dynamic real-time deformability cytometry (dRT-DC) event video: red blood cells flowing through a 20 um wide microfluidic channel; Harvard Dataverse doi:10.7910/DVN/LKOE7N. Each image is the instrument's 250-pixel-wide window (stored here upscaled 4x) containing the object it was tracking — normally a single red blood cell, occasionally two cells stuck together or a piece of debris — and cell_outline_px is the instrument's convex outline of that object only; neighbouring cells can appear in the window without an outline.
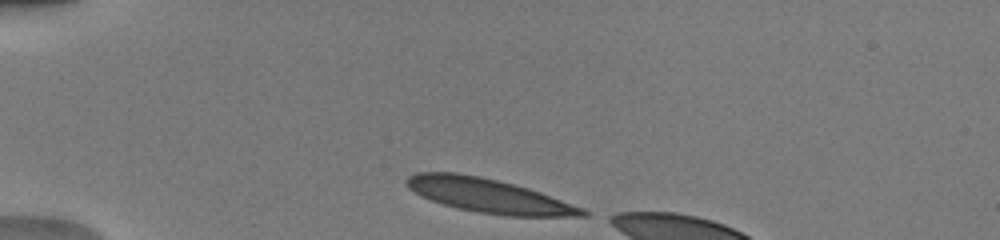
{"species": "human", "species_latin": "Homo sapiens", "temperature_condition": "warm", "stored_images_in_passage": 9, "camera_frame_rate_fps": 3000, "um_per_image_px": 0.085, "donor": {"sex": "male"}, "frame": {"image": 1, "passage_image": 1, "time_ms": 0.0, "image_size_px": [1000, 240], "cell_outline_px": [[588, 216], [508, 216], [480, 212], [456, 208], [420, 196], [408, 188], [404, 184], [404, 180], [408, 176], [416, 172], [456, 172], [480, 176], [528, 188], [540, 192], [584, 208], [588, 212]], "centroid_in_image_um": [41.5, 16.62], "position_along_channel_um": 43.5, "area_um2": 34.8}}
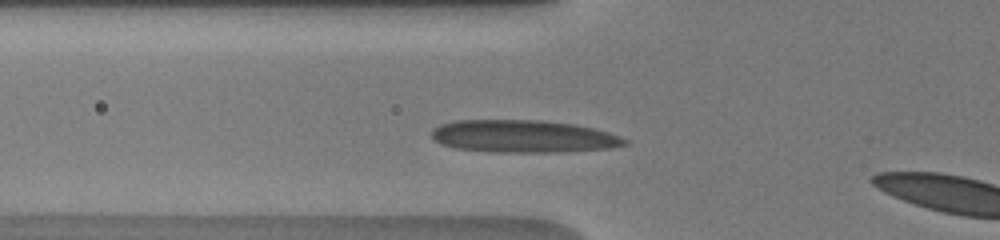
{"frame": {"image": 2, "passage_image": 7, "time_ms": 2.0, "image_size_px": [1000, 240], "cell_outline_px": [[628, 144], [608, 148], [560, 152], [488, 152], [456, 148], [440, 144], [432, 136], [432, 128], [440, 124], [456, 120], [544, 120], [572, 124], [592, 128], [608, 132], [620, 136], [628, 140]], "centroid_in_image_um": [44.45, 11.59], "position_along_channel_um": 81.3, "area_um2": 36.65}}